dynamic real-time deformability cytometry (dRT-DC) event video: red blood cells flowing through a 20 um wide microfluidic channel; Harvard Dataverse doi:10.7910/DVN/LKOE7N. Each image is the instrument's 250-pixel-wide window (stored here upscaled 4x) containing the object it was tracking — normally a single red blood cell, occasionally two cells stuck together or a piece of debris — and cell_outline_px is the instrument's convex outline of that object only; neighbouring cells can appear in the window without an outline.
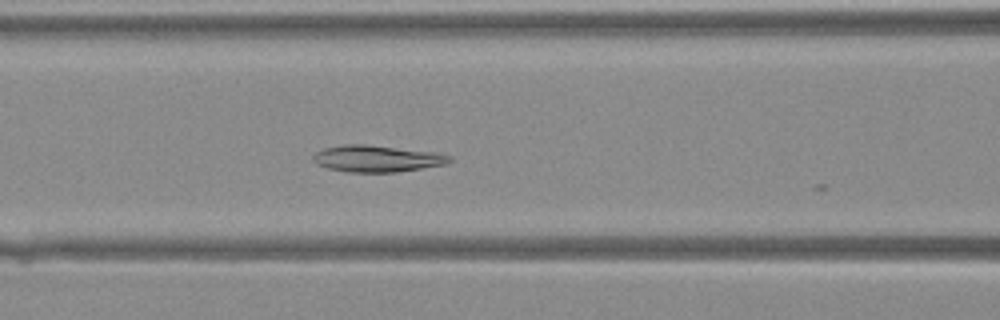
{"species": "Egyptian fruit bat (a non-hibernating species)", "species_latin": "Rousettus aegyptiacus", "temperature_condition": "warm", "stored_images_in_passage": 5, "camera_frame_rate_fps": 3000, "um_per_image_px": 0.085, "animal": {"sex": "female"}, "frame": {"image": 1, "passage_image": 3, "time_ms": 0.667, "image_size_px": [1000, 320], "cell_outline_px": [[452, 160], [448, 164], [396, 172], [348, 172], [328, 168], [316, 164], [312, 160], [312, 156], [316, 152], [324, 148], [344, 144], [368, 144], [436, 152], [452, 156]], "centroid_in_image_um": [32.05, 13.47], "position_along_channel_um": 134.5, "area_um2": 21.39}}